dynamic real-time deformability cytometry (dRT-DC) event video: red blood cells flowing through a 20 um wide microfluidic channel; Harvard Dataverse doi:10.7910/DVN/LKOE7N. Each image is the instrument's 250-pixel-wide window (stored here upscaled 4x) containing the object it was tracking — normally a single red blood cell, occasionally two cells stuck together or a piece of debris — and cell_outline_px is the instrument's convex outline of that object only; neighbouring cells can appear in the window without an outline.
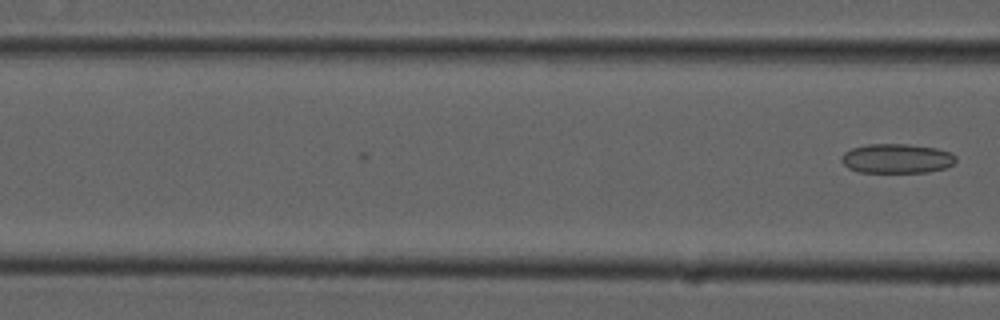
{"species": "common noctule bat (a hibernating species)", "species_latin": "Nyctalus noctula", "temperature_condition": "cold", "stored_images_in_passage": 5, "camera_frame_rate_fps": 3000, "um_per_image_px": 0.085, "animal": {"sex": "male", "forearm_length_mm": 52.5}, "frame": {"image": 1, "passage_image": 5, "time_ms": 1.333, "image_size_px": [1000, 320], "cell_outline_px": [[956, 160], [952, 164], [944, 168], [928, 172], [860, 172], [848, 168], [840, 160], [840, 156], [844, 152], [852, 148], [868, 144], [908, 144], [936, 148], [952, 152], [956, 156]], "centroid_in_image_um": [76.21, 13.47], "position_along_channel_um": 90.4, "area_um2": 19.71}}